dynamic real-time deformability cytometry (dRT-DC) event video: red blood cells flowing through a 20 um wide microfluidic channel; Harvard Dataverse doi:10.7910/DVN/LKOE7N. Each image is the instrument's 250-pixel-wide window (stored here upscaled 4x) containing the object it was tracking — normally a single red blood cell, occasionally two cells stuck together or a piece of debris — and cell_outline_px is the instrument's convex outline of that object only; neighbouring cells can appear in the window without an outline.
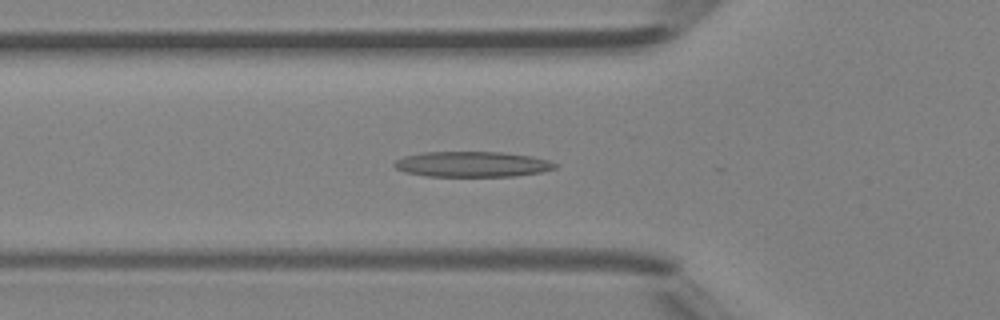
{"species": "Egyptian fruit bat (a non-hibernating species)", "species_latin": "Rousettus aegyptiacus", "temperature_condition": "room temperature", "stored_images_in_passage": 38, "camera_frame_rate_fps": 3000, "um_per_image_px": 0.085, "animal": {"sex": "female"}, "frame": {"image": 1, "passage_image": 16, "time_ms": 5.0, "image_size_px": [1000, 320], "cell_outline_px": [[560, 164], [556, 168], [540, 172], [516, 176], [424, 176], [404, 172], [396, 168], [392, 164], [396, 160], [404, 156], [420, 152], [504, 152], [532, 156], [548, 160]], "centroid_in_image_um": [40.14, 13.95], "position_along_channel_um": 85.7, "area_um2": 24.04}}
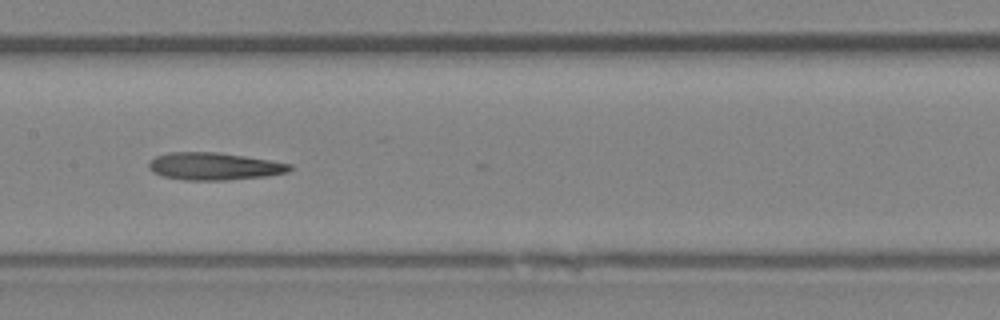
{"frame": {"image": 2, "passage_image": 23, "time_ms": 7.333, "image_size_px": [1000, 320], "cell_outline_px": [[292, 168], [288, 172], [268, 176], [228, 180], [184, 180], [164, 176], [152, 172], [148, 168], [148, 160], [156, 156], [168, 152], [220, 152], [292, 164]], "centroid_in_image_um": [18.17, 14.13], "position_along_channel_um": 189.2, "area_um2": 22.66}}
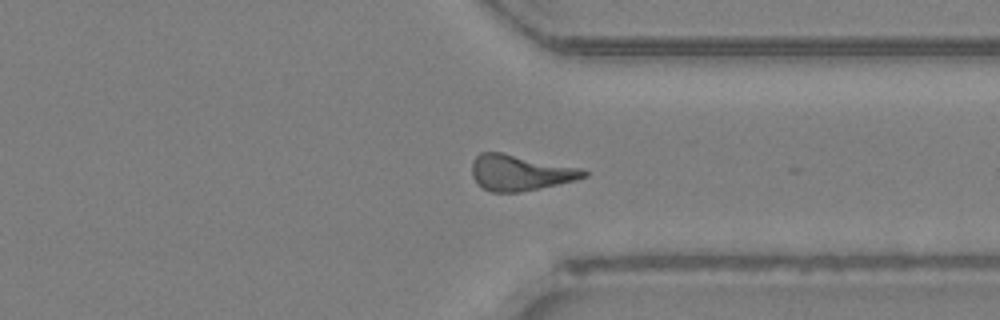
{"frame": {"image": 3, "passage_image": 35, "time_ms": 11.333, "image_size_px": [1000, 320], "cell_outline_px": [[588, 176], [576, 180], [540, 188], [520, 192], [492, 192], [484, 188], [472, 176], [472, 160], [480, 152], [500, 152], [584, 168], [588, 172]], "centroid_in_image_um": [44.25, 14.67], "position_along_channel_um": 367.2, "area_um2": 23.35}, "authors_computed_cell_mechanics": {"area_um2": 23.2934, "velocity_mm_per_s": 4.4498, "shape_relaxation_time_tau1_ms": 8.9751, "shape_relaxation_time_tau2_ms": 8.6163, "deformation_change_tau1": 0.2266, "deformation_change_tau2": 0.2508}}